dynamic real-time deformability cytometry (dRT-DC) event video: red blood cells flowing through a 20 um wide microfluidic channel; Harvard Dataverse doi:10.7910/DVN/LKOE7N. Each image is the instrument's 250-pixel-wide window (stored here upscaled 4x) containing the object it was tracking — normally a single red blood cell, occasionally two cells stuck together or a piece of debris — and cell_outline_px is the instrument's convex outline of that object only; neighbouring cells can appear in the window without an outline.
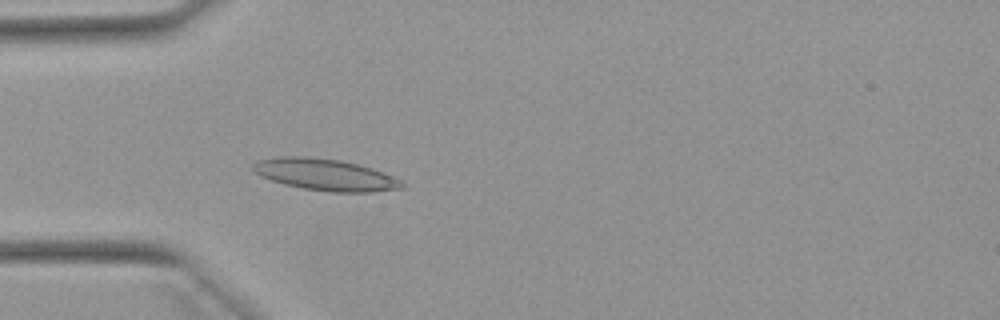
{"species": "Egyptian fruit bat (a non-hibernating species)", "species_latin": "Rousettus aegyptiacus", "temperature_condition": "warm", "stored_images_in_passage": 46, "camera_frame_rate_fps": 3000, "um_per_image_px": 0.085, "animal": {"sex": "female"}, "frame": {"image": 1, "passage_image": 15, "time_ms": 4.667, "image_size_px": [1000, 320], "cell_outline_px": [[404, 188], [372, 192], [332, 192], [304, 188], [284, 184], [260, 176], [252, 172], [252, 164], [256, 160], [280, 156], [304, 156], [340, 160], [372, 168], [384, 172], [400, 180], [404, 184]], "centroid_in_image_um": [27.61, 14.84], "position_along_channel_um": 57.4, "area_um2": 27.51}}
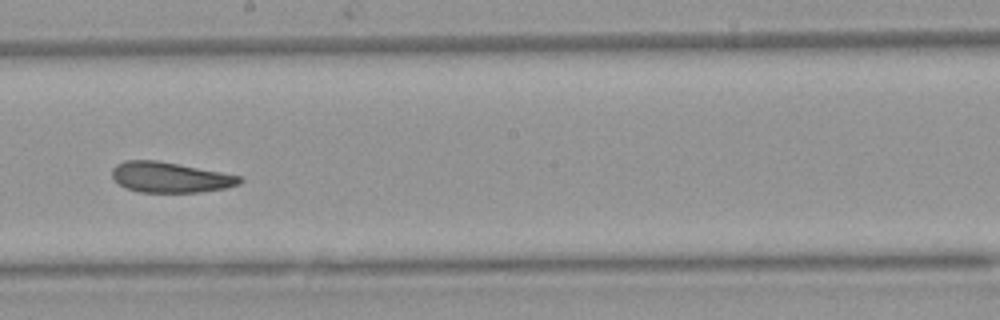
{"frame": {"image": 2, "passage_image": 29, "time_ms": 9.333, "image_size_px": [1000, 320], "cell_outline_px": [[244, 180], [240, 184], [224, 188], [200, 192], [140, 192], [124, 188], [112, 176], [112, 168], [116, 164], [124, 160], [156, 160], [220, 172], [240, 176]], "centroid_in_image_um": [14.43, 15.07], "position_along_channel_um": 233.8, "area_um2": 22.48}}
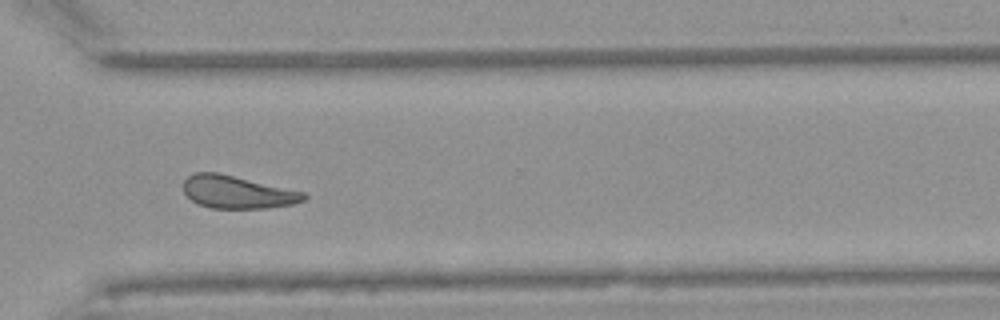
{"frame": {"image": 3, "passage_image": 38, "time_ms": 12.333, "image_size_px": [1000, 320], "cell_outline_px": [[308, 196], [304, 200], [292, 204], [268, 208], [212, 208], [200, 204], [192, 200], [184, 192], [184, 180], [188, 176], [196, 172], [220, 172], [304, 192]], "centroid_in_image_um": [20.18, 16.31], "position_along_channel_um": 350.4, "area_um2": 22.89}, "authors_computed_cell_mechanics": {"area_um2": 23.3801, "velocity_mm_per_s": 3.8815, "shape_relaxation_time_tau1_ms": 11.0326, "shape_relaxation_time_tau2_ms": 3.9364, "deformation_change_tau1": 0.2275, "deformation_change_tau2": 0.1106}}